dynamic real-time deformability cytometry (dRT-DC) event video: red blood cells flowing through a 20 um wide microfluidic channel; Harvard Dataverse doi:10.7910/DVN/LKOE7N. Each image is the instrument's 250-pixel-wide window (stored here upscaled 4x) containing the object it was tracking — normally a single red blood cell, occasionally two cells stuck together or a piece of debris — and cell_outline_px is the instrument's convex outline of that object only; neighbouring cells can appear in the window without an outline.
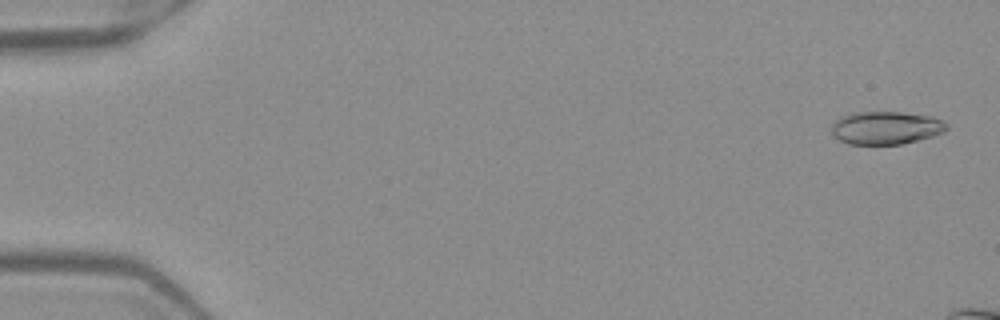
{"species": "Egyptian fruit bat (a non-hibernating species)", "species_latin": "Rousettus aegyptiacus", "temperature_condition": "warm", "stored_images_in_passage": 11, "camera_frame_rate_fps": 3000, "um_per_image_px": 0.085, "frame": {"image": 1, "passage_image": 1, "time_ms": 0.0, "image_size_px": [1000, 320], "cell_outline_px": [[948, 128], [944, 132], [932, 136], [900, 144], [848, 144], [832, 136], [832, 124], [840, 116], [848, 112], [904, 112], [932, 116], [948, 124]], "centroid_in_image_um": [75.27, 10.85], "position_along_channel_um": 9.7, "area_um2": 22.25}}